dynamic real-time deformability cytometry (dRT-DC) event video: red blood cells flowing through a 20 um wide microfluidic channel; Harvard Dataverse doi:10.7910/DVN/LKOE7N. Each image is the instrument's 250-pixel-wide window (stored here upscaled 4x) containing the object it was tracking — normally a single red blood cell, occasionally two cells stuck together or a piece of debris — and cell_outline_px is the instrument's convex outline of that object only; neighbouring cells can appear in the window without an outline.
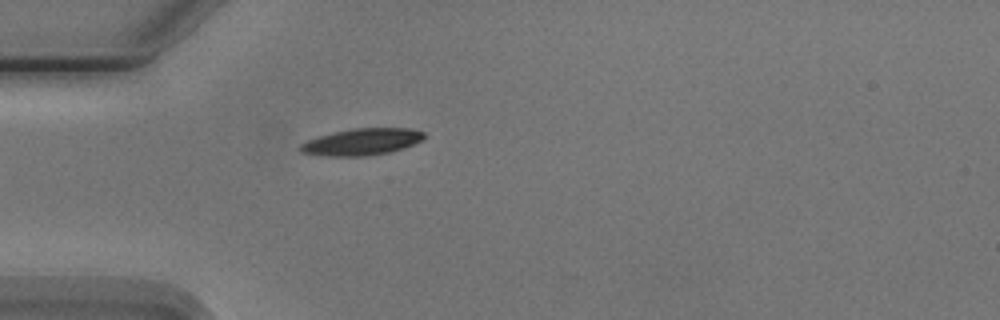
{"species": "Egyptian fruit bat (a non-hibernating species)", "species_latin": "Rousettus aegyptiacus", "temperature_condition": "cold", "stored_images_in_passage": 2, "camera_frame_rate_fps": 3000, "um_per_image_px": 0.085, "animal": {"sex": "male"}, "frame": {"image": 1, "passage_image": 2, "time_ms": 1.0, "image_size_px": [1000, 320], "cell_outline_px": [[424, 136], [420, 140], [404, 148], [388, 152], [364, 156], [328, 156], [300, 152], [300, 144], [308, 140], [320, 136], [352, 128], [412, 128], [424, 132]], "centroid_in_image_um": [30.76, 12.05], "position_along_channel_um": 54.2, "area_um2": 18.96}}